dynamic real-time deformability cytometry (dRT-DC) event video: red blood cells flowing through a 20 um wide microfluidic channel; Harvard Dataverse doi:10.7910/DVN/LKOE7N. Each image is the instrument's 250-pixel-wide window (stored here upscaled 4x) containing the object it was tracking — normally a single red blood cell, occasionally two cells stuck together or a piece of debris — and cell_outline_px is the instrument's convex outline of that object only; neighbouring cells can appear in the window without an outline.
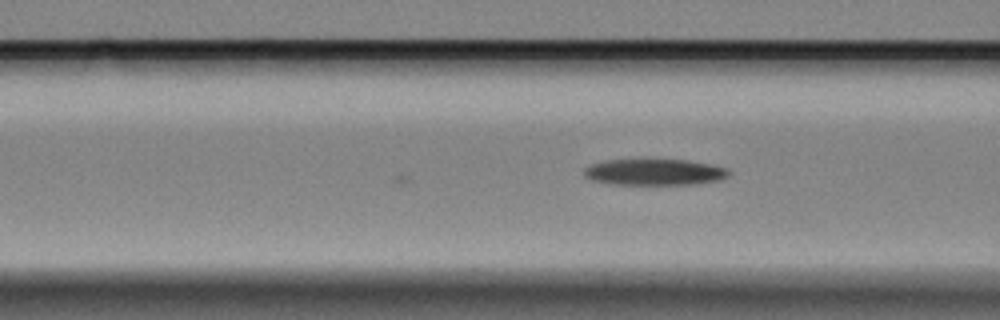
{"species": "Egyptian fruit bat (a non-hibernating species)", "species_latin": "Rousettus aegyptiacus", "temperature_condition": "cold", "stored_images_in_passage": 6, "camera_frame_rate_fps": 3000, "um_per_image_px": 0.085, "animal": {"sex": "female"}, "frame": {"image": 1, "passage_image": 6, "time_ms": 1.667, "image_size_px": [1000, 320], "cell_outline_px": [[732, 172], [728, 176], [720, 180], [692, 184], [612, 184], [592, 180], [584, 176], [584, 168], [592, 164], [608, 160], [688, 160], [712, 164], [728, 168]], "centroid_in_image_um": [55.68, 14.63], "position_along_channel_um": 110.9, "area_um2": 22.08}}